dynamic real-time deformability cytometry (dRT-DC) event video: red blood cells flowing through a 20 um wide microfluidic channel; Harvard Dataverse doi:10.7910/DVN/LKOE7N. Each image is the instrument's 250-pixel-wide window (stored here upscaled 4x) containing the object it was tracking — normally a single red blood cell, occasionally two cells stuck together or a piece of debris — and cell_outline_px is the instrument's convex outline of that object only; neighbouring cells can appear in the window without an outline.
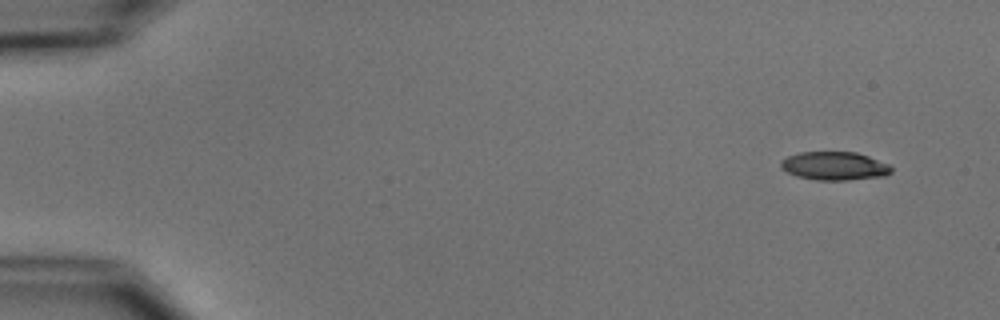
{"species": "common noctule bat (a hibernating species)", "species_latin": "Nyctalus noctula", "temperature_condition": "cold", "stored_images_in_passage": 6, "camera_frame_rate_fps": 3000, "um_per_image_px": 0.085, "animal": {"sex": "male", "body_mass_g": 15.6}, "frame": {"image": 1, "passage_image": 1, "time_ms": 0.0, "image_size_px": [1000, 320], "cell_outline_px": [[892, 172], [884, 176], [848, 180], [816, 180], [796, 176], [780, 168], [780, 160], [788, 156], [800, 152], [856, 152], [868, 156], [888, 164], [892, 168]], "centroid_in_image_um": [70.91, 14.11], "position_along_channel_um": 14.1, "area_um2": 18.32}}
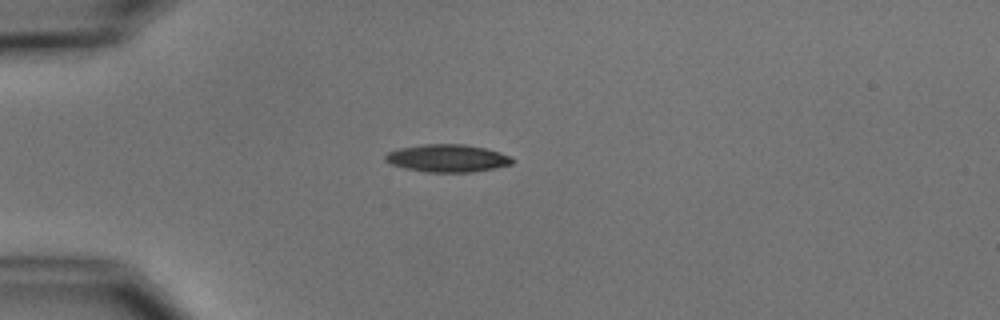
{"frame": {"image": 2, "passage_image": 4, "time_ms": 3.667, "image_size_px": [1000, 320], "cell_outline_px": [[512, 164], [496, 168], [472, 172], [428, 172], [404, 168], [392, 164], [384, 160], [384, 156], [388, 152], [400, 148], [420, 144], [464, 144], [484, 148], [500, 152], [512, 156]], "centroid_in_image_um": [38.03, 13.45], "position_along_channel_um": 47.0, "area_um2": 20.46}}